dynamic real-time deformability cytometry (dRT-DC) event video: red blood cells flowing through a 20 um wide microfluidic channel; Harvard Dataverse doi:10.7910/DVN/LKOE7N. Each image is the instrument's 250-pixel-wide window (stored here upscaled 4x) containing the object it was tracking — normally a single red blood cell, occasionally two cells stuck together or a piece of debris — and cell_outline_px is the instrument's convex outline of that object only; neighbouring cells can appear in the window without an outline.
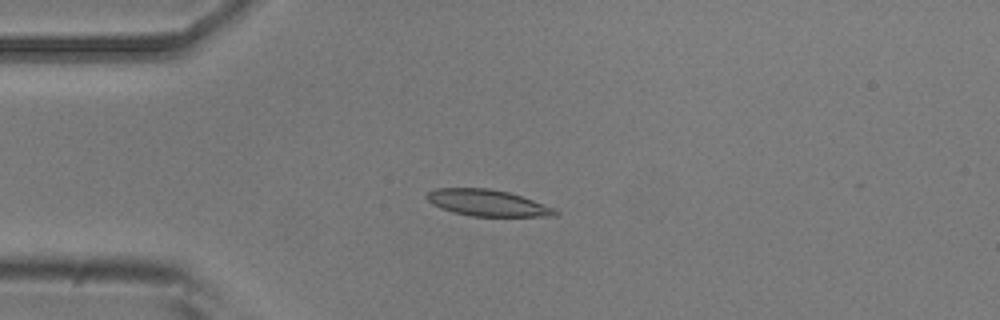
{"species": "common noctule bat (a hibernating species)", "species_latin": "Nyctalus noctula", "temperature_condition": "room temperature", "stored_images_in_passage": 42, "camera_frame_rate_fps": 3000, "um_per_image_px": 0.085, "animal": {"sex": "male", "body_mass_g": 20.5, "forearm_length_mm": 52.5}, "frame": {"image": 1, "passage_image": 3, "time_ms": 0.667, "image_size_px": [1000, 320], "cell_outline_px": [[560, 216], [472, 216], [452, 212], [440, 208], [432, 204], [424, 196], [428, 192], [436, 188], [488, 188], [508, 192], [556, 208], [560, 212]], "centroid_in_image_um": [41.44, 17.25], "position_along_channel_um": 43.6, "area_um2": 19.83}}
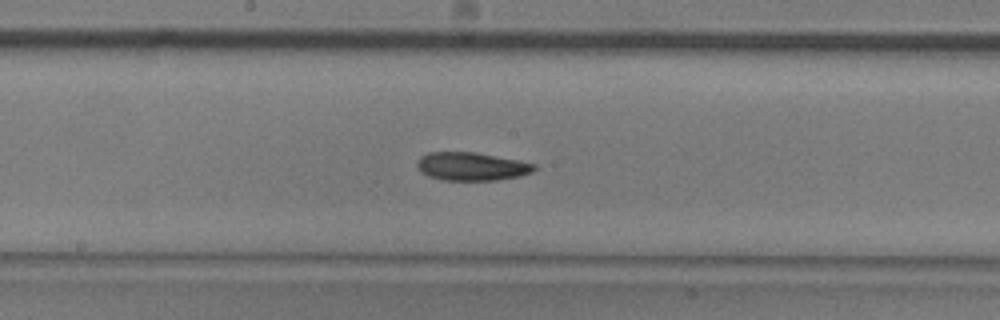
{"frame": {"image": 2, "passage_image": 17, "time_ms": 5.333, "image_size_px": [1000, 320], "cell_outline_px": [[536, 168], [532, 172], [520, 176], [496, 180], [444, 180], [428, 176], [420, 172], [416, 164], [420, 156], [428, 152], [476, 152], [536, 164]], "centroid_in_image_um": [40.05, 14.14], "position_along_channel_um": 208.1, "area_um2": 19.25}}
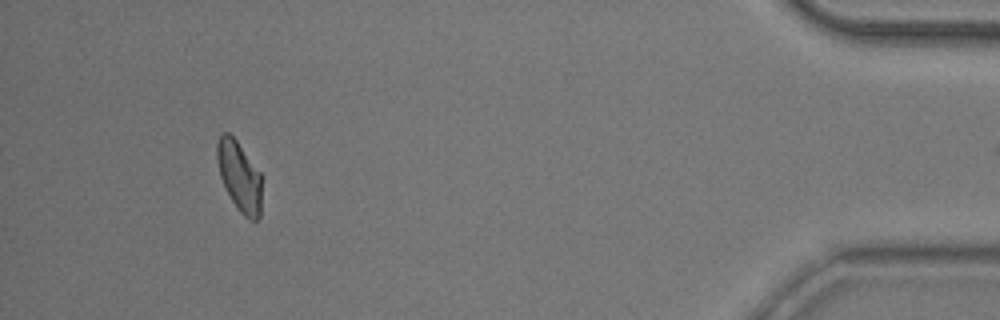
{"frame": {"image": 3, "passage_image": 38, "time_ms": 12.333, "image_size_px": [1000, 320], "cell_outline_px": [[260, 216], [256, 220], [252, 220], [244, 216], [240, 212], [232, 200], [220, 176], [216, 160], [216, 144], [220, 136], [224, 132], [228, 132], [236, 140], [260, 172]], "centroid_in_image_um": [20.32, 14.96], "position_along_channel_um": 414.9, "area_um2": 17.86}, "authors_computed_cell_mechanics": {"area_um2": 19.1029, "velocity_mm_per_s": 3.9147, "shape_relaxation_time_tau1_ms": 4.3169, "shape_relaxation_time_tau2_ms": 8.305, "deformation_change_tau1": 0.121, "deformation_change_tau2": 0.1329}}